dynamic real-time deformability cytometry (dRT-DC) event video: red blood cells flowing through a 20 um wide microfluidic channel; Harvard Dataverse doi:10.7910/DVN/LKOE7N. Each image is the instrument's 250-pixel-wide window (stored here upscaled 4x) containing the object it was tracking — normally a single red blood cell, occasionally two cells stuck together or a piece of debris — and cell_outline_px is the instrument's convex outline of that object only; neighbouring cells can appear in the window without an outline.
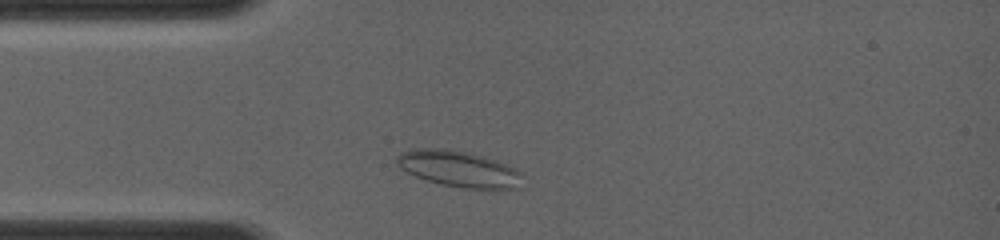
{"species": "common noctule bat (a hibernating species)", "species_latin": "Nyctalus noctula", "temperature_condition": "room temperature", "stored_images_in_passage": 36, "camera_frame_rate_fps": 4000, "um_per_image_px": 0.085, "animal": {"sex": "female", "body_mass_g": 19.0, "forearm_length_mm": 56.7}, "frame": {"image": 1, "passage_image": 5, "time_ms": 1.0, "image_size_px": [1000, 240], "cell_outline_px": [[524, 176], [516, 188], [464, 188], [440, 184], [416, 176], [400, 168], [396, 164], [396, 156], [400, 152], [416, 148], [444, 148], [468, 152], [496, 160], [516, 168]], "centroid_in_image_um": [38.97, 14.33], "position_along_channel_um": 46.0, "area_um2": 26.36}}
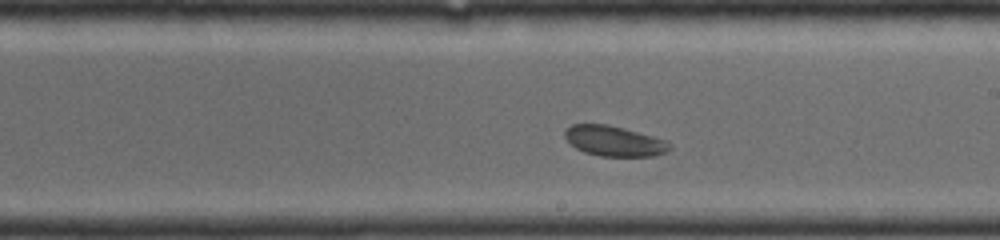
{"frame": {"image": 2, "passage_image": 22, "time_ms": 5.5, "image_size_px": [1000, 240], "cell_outline_px": [[672, 148], [668, 152], [652, 156], [600, 156], [584, 152], [576, 148], [564, 136], [564, 132], [572, 124], [608, 124], [624, 128], [668, 140], [672, 144]], "centroid_in_image_um": [52.26, 11.99], "position_along_channel_um": 236.7, "area_um2": 18.61}}
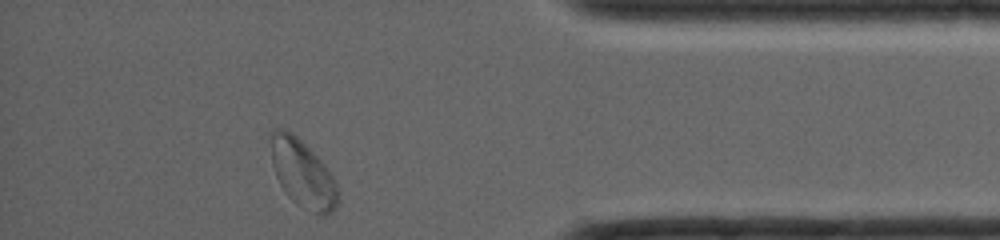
{"frame": {"image": 3, "passage_image": 36, "time_ms": 9.75, "image_size_px": [1000, 240], "cell_outline_px": [[336, 208], [332, 212], [324, 216], [312, 212], [296, 204], [284, 192], [276, 176], [272, 164], [272, 128], [280, 128], [296, 136], [324, 164], [336, 180]], "centroid_in_image_um": [25.72, 14.8], "position_along_channel_um": 409.5, "area_um2": 25.84}}